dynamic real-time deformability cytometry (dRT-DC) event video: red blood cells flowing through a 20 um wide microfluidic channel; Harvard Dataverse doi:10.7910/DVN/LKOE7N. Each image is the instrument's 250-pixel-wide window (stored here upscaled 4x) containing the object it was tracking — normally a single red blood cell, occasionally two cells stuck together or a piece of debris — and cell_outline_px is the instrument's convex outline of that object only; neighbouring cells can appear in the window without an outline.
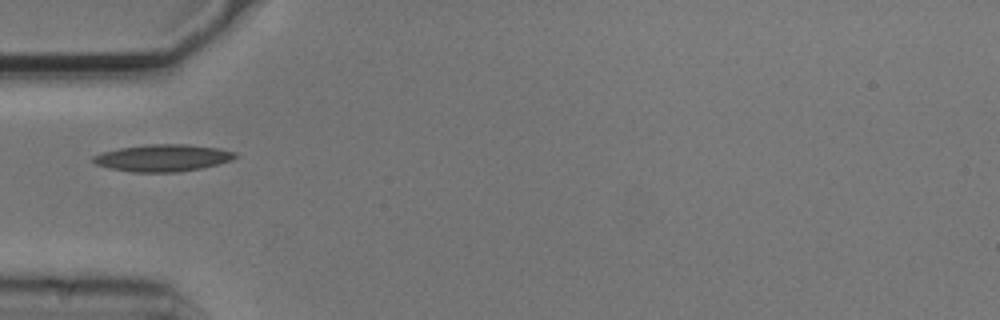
{"species": "common noctule bat (a hibernating species)", "species_latin": "Nyctalus noctula", "temperature_condition": "cold", "stored_images_in_passage": 22, "camera_frame_rate_fps": 3000, "um_per_image_px": 0.085, "animal": {"sex": "male", "body_mass_g": 20.5, "forearm_length_mm": 52.5}, "frame": {"image": 1, "passage_image": 1, "time_ms": 0.0, "image_size_px": [1000, 320], "cell_outline_px": [[236, 156], [232, 160], [200, 168], [176, 172], [132, 172], [108, 168], [96, 164], [92, 160], [92, 156], [104, 152], [120, 148], [148, 144], [188, 144], [220, 148], [236, 152]], "centroid_in_image_um": [13.84, 13.42], "position_along_channel_um": 71.2, "area_um2": 22.25}}
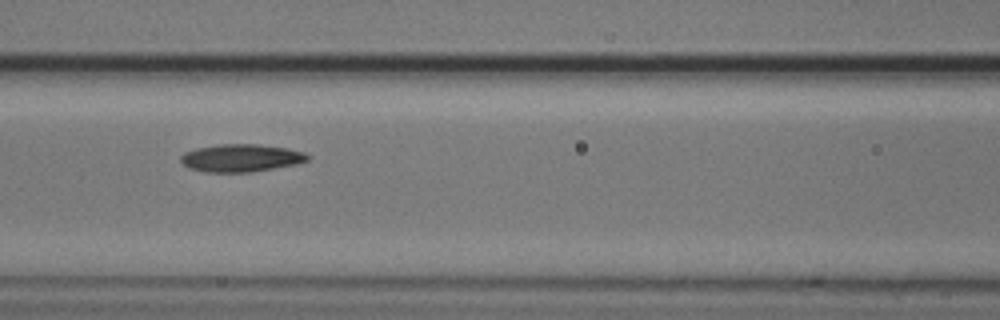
{"frame": {"image": 2, "passage_image": 7, "time_ms": 2.0, "image_size_px": [1000, 320], "cell_outline_px": [[308, 160], [296, 164], [252, 172], [204, 172], [188, 168], [180, 160], [180, 156], [184, 152], [196, 148], [216, 144], [256, 144], [288, 148], [304, 152], [308, 156]], "centroid_in_image_um": [20.45, 13.42], "position_along_channel_um": 146.2, "area_um2": 20.52}}
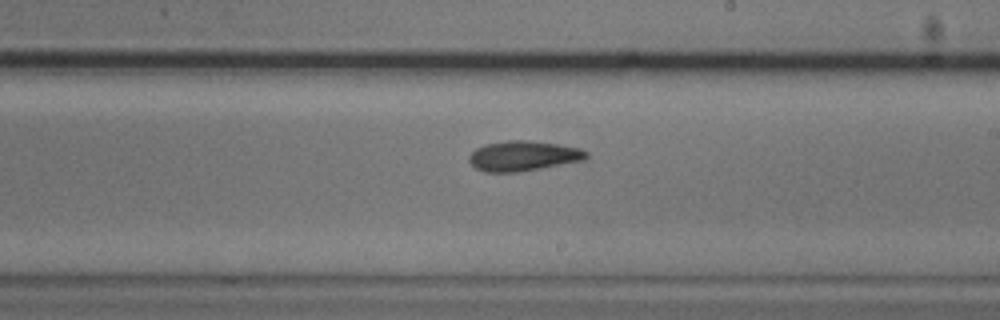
{"frame": {"image": 3, "passage_image": 15, "time_ms": 4.667, "image_size_px": [1000, 320], "cell_outline_px": [[588, 156], [584, 160], [520, 172], [484, 172], [476, 168], [468, 160], [468, 156], [476, 148], [484, 144], [508, 140], [528, 140], [556, 144], [580, 148], [588, 152]], "centroid_in_image_um": [44.46, 13.25], "position_along_channel_um": 244.5, "area_um2": 20.58}}